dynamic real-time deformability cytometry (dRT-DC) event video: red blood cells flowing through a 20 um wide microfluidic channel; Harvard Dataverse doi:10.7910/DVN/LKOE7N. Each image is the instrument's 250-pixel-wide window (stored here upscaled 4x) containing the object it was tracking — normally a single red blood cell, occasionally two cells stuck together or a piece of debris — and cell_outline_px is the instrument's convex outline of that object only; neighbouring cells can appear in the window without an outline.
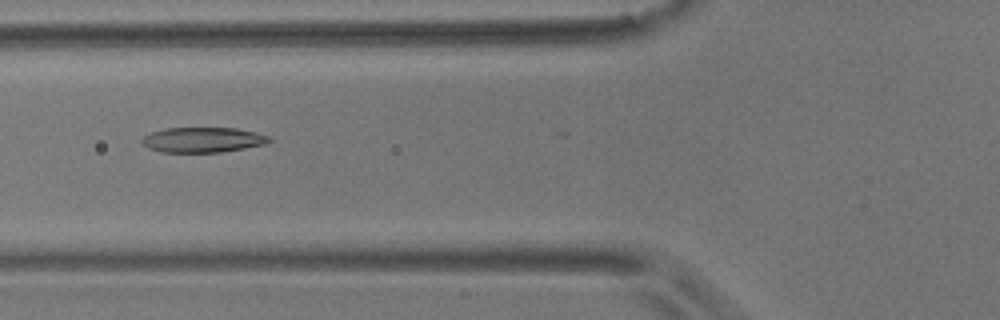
{"species": "common noctule bat (a hibernating species)", "species_latin": "Nyctalus noctula", "temperature_condition": "room temperature", "stored_images_in_passage": 25, "camera_frame_rate_fps": 3000, "um_per_image_px": 0.085, "animal": {"sex": "male", "body_mass_g": 17.9}, "frame": {"image": 1, "passage_image": 11, "time_ms": 3.333, "image_size_px": [1000, 320], "cell_outline_px": [[272, 140], [264, 144], [244, 148], [220, 152], [160, 152], [148, 148], [140, 140], [144, 136], [152, 132], [168, 128], [236, 128], [256, 132], [268, 136]], "centroid_in_image_um": [17.23, 11.88], "position_along_channel_um": 108.6, "area_um2": 18.5}}
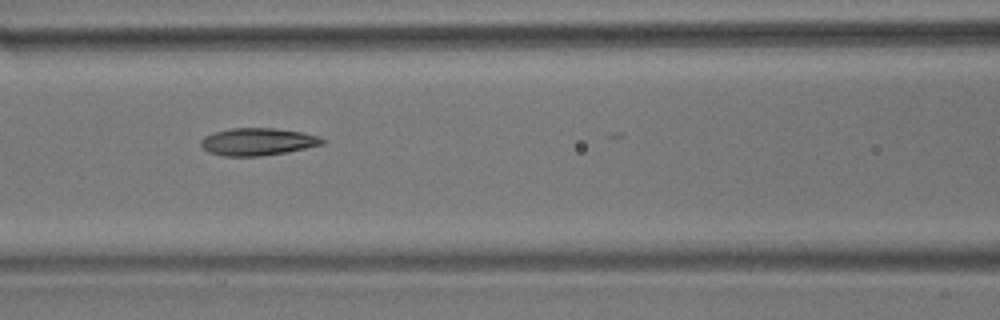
{"frame": {"image": 2, "passage_image": 14, "time_ms": 4.333, "image_size_px": [1000, 320], "cell_outline_px": [[324, 144], [284, 152], [260, 156], [224, 156], [208, 152], [200, 144], [200, 140], [204, 136], [212, 132], [232, 128], [276, 128], [300, 132], [320, 136], [324, 140]], "centroid_in_image_um": [21.86, 12.04], "position_along_channel_um": 144.7, "area_um2": 19.31}}
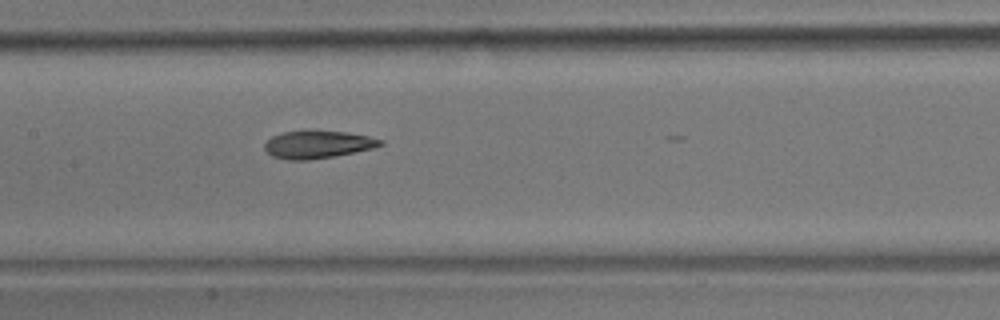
{"frame": {"image": 3, "passage_image": 17, "time_ms": 5.333, "image_size_px": [1000, 320], "cell_outline_px": [[384, 144], [372, 148], [332, 156], [308, 160], [288, 160], [272, 156], [264, 148], [264, 144], [272, 136], [284, 132], [304, 128], [308, 128], [348, 132], [368, 136], [384, 140]], "centroid_in_image_um": [26.98, 12.23], "position_along_channel_um": 180.4, "area_um2": 19.07}}